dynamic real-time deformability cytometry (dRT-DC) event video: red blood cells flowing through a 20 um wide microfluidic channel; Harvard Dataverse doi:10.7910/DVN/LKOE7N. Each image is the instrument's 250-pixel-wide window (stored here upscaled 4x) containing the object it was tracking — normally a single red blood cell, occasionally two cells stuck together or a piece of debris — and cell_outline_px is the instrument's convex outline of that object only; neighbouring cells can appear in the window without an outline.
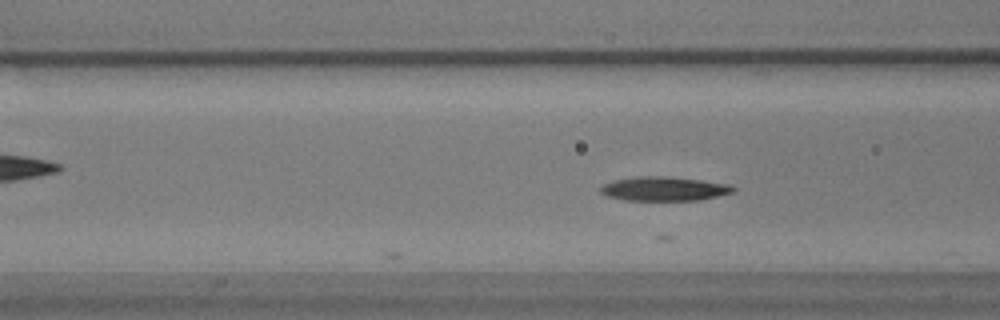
{"species": "common noctule bat (a hibernating species)", "species_latin": "Nyctalus noctula", "temperature_condition": "warm", "stored_images_in_passage": 13, "camera_frame_rate_fps": 3000, "um_per_image_px": 0.085, "animal": {"sex": "male", "body_mass_g": 17.9}, "frame": {"image": 1, "passage_image": 6, "time_ms": 1.667, "image_size_px": [1000, 320], "cell_outline_px": [[736, 192], [700, 200], [624, 200], [608, 196], [600, 192], [600, 188], [604, 184], [612, 180], [636, 176], [664, 176], [700, 180], [728, 184], [736, 188]], "centroid_in_image_um": [56.45, 16.04], "position_along_channel_um": 110.1, "area_um2": 18.67}}
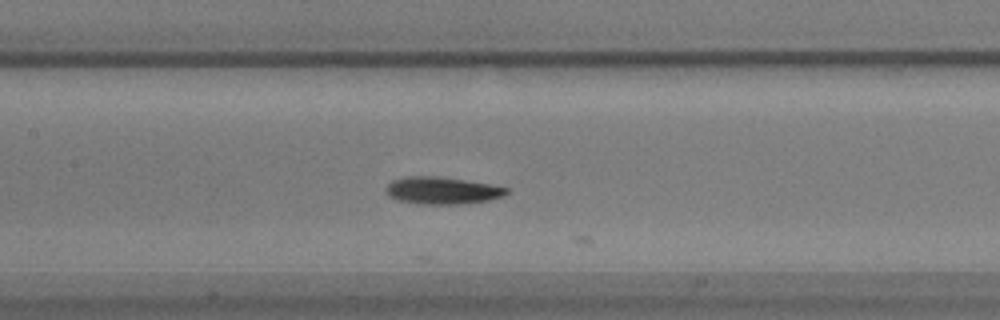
{"frame": {"image": 2, "passage_image": 11, "time_ms": 3.333, "image_size_px": [1000, 320], "cell_outline_px": [[508, 192], [504, 196], [488, 200], [456, 204], [416, 204], [396, 200], [388, 196], [384, 192], [384, 188], [392, 180], [408, 176], [432, 176], [464, 180], [492, 184], [508, 188]], "centroid_in_image_um": [37.52, 16.2], "position_along_channel_um": 169.9, "area_um2": 19.19}}